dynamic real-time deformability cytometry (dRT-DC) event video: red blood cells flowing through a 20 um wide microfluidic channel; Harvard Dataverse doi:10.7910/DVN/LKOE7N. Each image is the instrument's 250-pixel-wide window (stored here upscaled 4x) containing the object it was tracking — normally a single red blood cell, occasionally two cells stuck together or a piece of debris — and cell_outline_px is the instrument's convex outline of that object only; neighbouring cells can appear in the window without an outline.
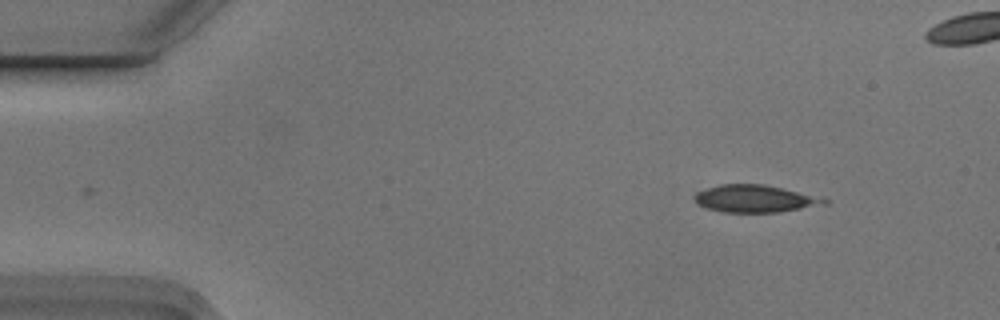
{"species": "Egyptian fruit bat (a non-hibernating species)", "species_latin": "Rousettus aegyptiacus", "temperature_condition": "cold", "stored_images_in_passage": 4, "camera_frame_rate_fps": 3000, "um_per_image_px": 0.085, "animal": {"sex": "male"}, "frame": {"image": 1, "passage_image": 1, "time_ms": 0.0, "image_size_px": [1000, 320], "cell_outline_px": [[828, 204], [776, 212], [724, 212], [708, 208], [696, 204], [692, 196], [696, 192], [720, 184], [764, 184], [824, 196], [828, 200]], "centroid_in_image_um": [64.21, 16.87], "position_along_channel_um": 20.8, "area_um2": 20.92}}